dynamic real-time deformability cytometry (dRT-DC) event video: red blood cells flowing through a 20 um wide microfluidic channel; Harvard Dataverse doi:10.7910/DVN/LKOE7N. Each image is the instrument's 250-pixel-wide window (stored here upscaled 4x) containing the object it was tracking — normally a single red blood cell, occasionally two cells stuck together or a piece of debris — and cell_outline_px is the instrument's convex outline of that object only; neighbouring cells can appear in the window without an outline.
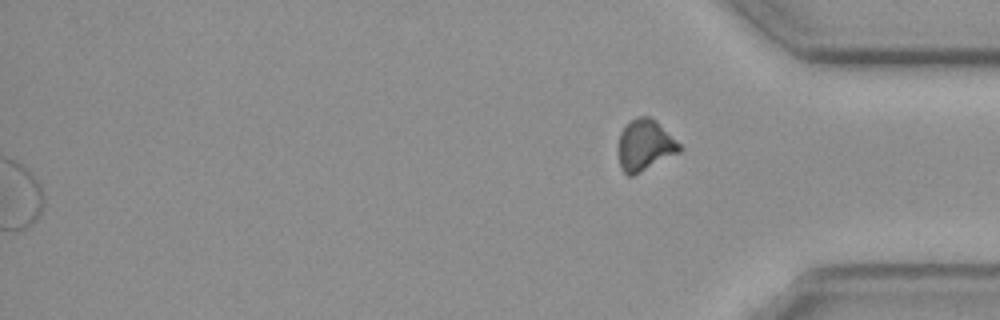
{"species": "common noctule bat (a hibernating species)", "species_latin": "Nyctalus noctula", "temperature_condition": "cold", "stored_images_in_passage": 49, "segment_of_instrument_passage": [2, 2], "camera_frame_rate_fps": 3000, "um_per_image_px": 0.085, "animal": {"sex": "female", "body_mass_g": 19.3, "forearm_length_mm": 54.1}, "frame": {"image": 1, "passage_image": 49, "time_ms": 16.0, "image_size_px": [1000, 320], "cell_outline_px": [[684, 148], [680, 152], [632, 176], [628, 176], [620, 168], [620, 132], [624, 124], [628, 120], [636, 116], [648, 116], [656, 120]], "centroid_in_image_um": [54.83, 12.31], "position_along_channel_um": 380.4, "area_um2": 18.21}}